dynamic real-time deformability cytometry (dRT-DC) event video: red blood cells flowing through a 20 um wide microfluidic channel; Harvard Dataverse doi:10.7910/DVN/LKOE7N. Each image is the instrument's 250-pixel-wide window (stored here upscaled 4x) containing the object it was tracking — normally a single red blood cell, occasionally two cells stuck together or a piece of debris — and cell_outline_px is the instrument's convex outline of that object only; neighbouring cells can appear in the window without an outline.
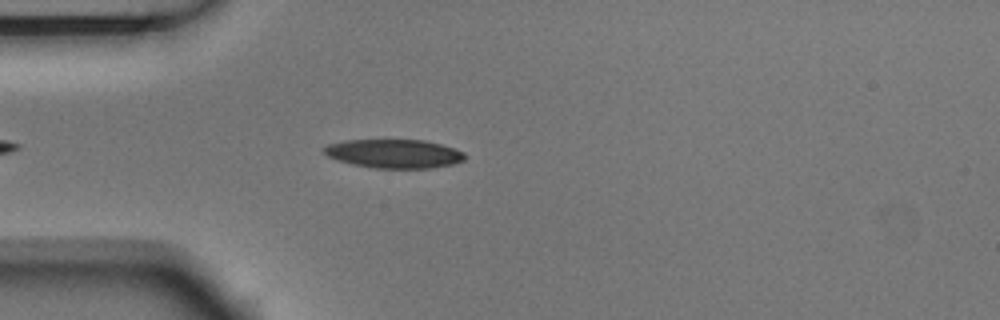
{"species": "Egyptian fruit bat (a non-hibernating species)", "species_latin": "Rousettus aegyptiacus", "temperature_condition": "room temperature", "stored_images_in_passage": 1, "camera_frame_rate_fps": 3000, "um_per_image_px": 0.085, "animal": {"sex": "male"}, "frame": {"image": 1, "passage_image": 1, "time_ms": 0.0, "image_size_px": [1000, 320], "cell_outline_px": [[464, 160], [452, 164], [432, 168], [376, 168], [352, 164], [328, 156], [324, 152], [324, 148], [328, 144], [344, 140], [424, 140], [440, 144], [464, 152]], "centroid_in_image_um": [33.5, 13.06], "position_along_channel_um": 51.5, "area_um2": 23.35}}